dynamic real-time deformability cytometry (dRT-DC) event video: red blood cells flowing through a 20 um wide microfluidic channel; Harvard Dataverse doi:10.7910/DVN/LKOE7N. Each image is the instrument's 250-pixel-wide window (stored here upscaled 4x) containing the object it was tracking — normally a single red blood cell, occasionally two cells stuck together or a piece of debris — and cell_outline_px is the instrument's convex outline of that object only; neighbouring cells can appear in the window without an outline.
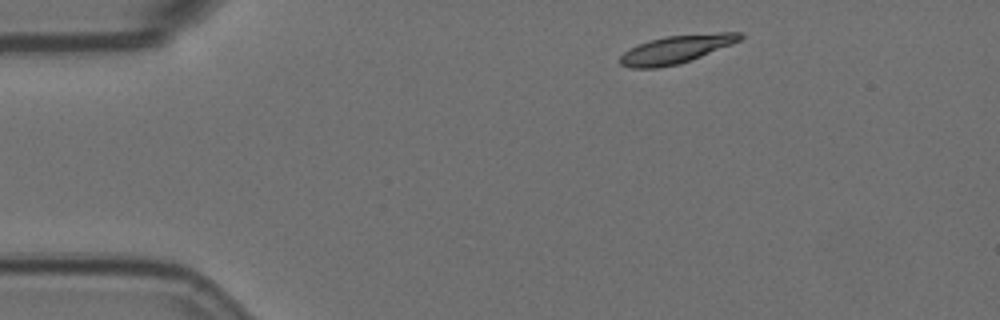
{"species": "Egyptian fruit bat (a non-hibernating species)", "species_latin": "Rousettus aegyptiacus", "temperature_condition": "room temperature", "stored_images_in_passage": 3, "camera_frame_rate_fps": 3000, "um_per_image_px": 0.085, "animal": {"sex": "female"}, "frame": {"image": 1, "passage_image": 1, "time_ms": 0.0, "image_size_px": [1000, 320], "cell_outline_px": [[744, 36], [740, 40], [732, 44], [692, 60], [680, 64], [656, 68], [632, 68], [620, 64], [620, 56], [628, 48], [648, 40], [664, 36], [720, 32], [740, 32]], "centroid_in_image_um": [57.47, 4.18], "position_along_channel_um": 27.5, "area_um2": 19.77}}